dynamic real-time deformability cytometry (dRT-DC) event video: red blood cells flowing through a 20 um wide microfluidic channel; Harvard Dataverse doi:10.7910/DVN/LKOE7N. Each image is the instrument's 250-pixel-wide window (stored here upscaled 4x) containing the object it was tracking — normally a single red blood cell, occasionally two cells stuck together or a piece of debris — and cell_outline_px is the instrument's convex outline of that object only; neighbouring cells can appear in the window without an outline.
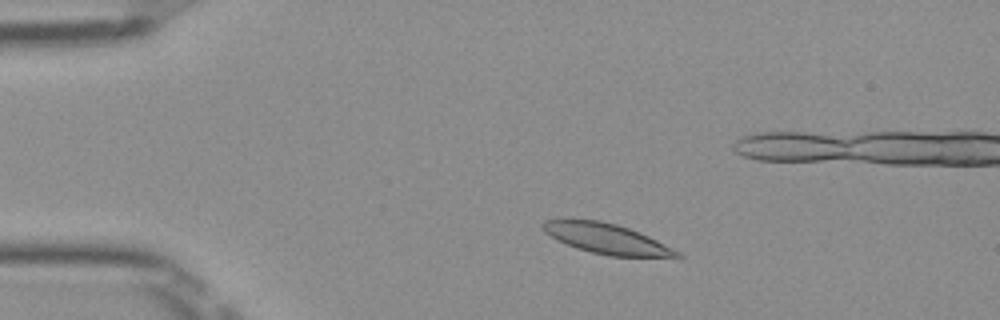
{"species": "Egyptian fruit bat (a non-hibernating species)", "species_latin": "Rousettus aegyptiacus", "temperature_condition": "room temperature", "stored_images_in_passage": 49, "camera_frame_rate_fps": 3000, "um_per_image_px": 0.085, "frame": {"image": 1, "passage_image": 7, "time_ms": 2.0, "image_size_px": [1000, 320], "cell_outline_px": [[684, 256], [680, 260], [608, 256], [576, 248], [544, 232], [540, 224], [544, 220], [600, 220], [616, 224], [628, 228], [648, 236], [680, 252]], "centroid_in_image_um": [51.73, 20.35], "position_along_channel_um": 33.3, "area_um2": 24.04}}
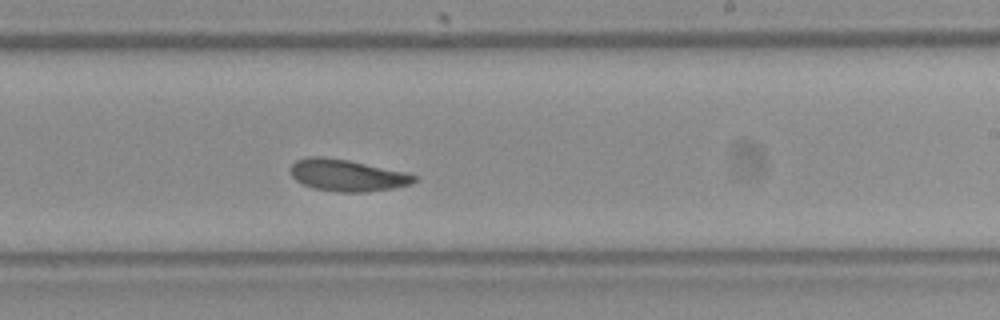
{"frame": {"image": 2, "passage_image": 28, "time_ms": 9.0, "image_size_px": [1000, 320], "cell_outline_px": [[416, 180], [412, 184], [392, 188], [364, 192], [340, 192], [312, 188], [296, 180], [292, 176], [292, 164], [296, 160], [308, 156], [324, 156], [348, 160], [404, 172], [416, 176]], "centroid_in_image_um": [29.48, 14.9], "position_along_channel_um": 259.5, "area_um2": 22.66}}
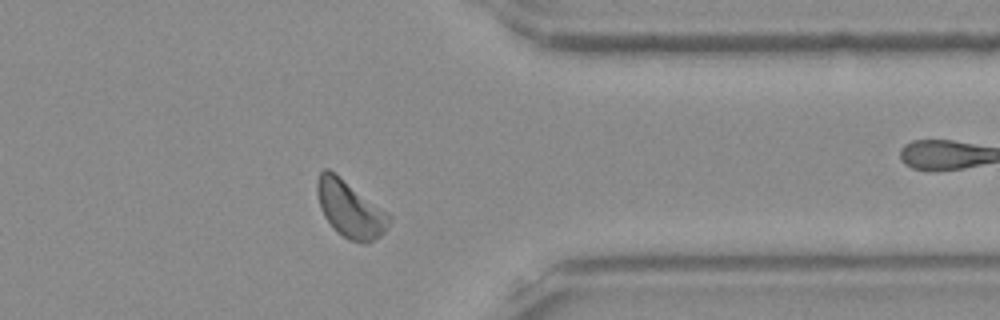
{"frame": {"image": 3, "passage_image": 38, "time_ms": 12.333, "image_size_px": [1000, 320], "cell_outline_px": [[392, 220], [384, 232], [380, 236], [364, 244], [360, 244], [348, 240], [324, 216], [320, 208], [316, 192], [316, 180], [320, 172], [324, 168], [328, 168], [388, 212], [392, 216]], "centroid_in_image_um": [29.76, 17.77], "position_along_channel_um": 381.6, "area_um2": 23.64}, "authors_computed_cell_mechanics": {"area_um2": 23.1778, "velocity_mm_per_s": 3.9275, "shape_relaxation_time_tau1_ms": 4.6366, "shape_relaxation_time_tau2_ms": 2.4767, "deformation_change_tau1": 0.1191, "deformation_change_tau2": 0.0824}}